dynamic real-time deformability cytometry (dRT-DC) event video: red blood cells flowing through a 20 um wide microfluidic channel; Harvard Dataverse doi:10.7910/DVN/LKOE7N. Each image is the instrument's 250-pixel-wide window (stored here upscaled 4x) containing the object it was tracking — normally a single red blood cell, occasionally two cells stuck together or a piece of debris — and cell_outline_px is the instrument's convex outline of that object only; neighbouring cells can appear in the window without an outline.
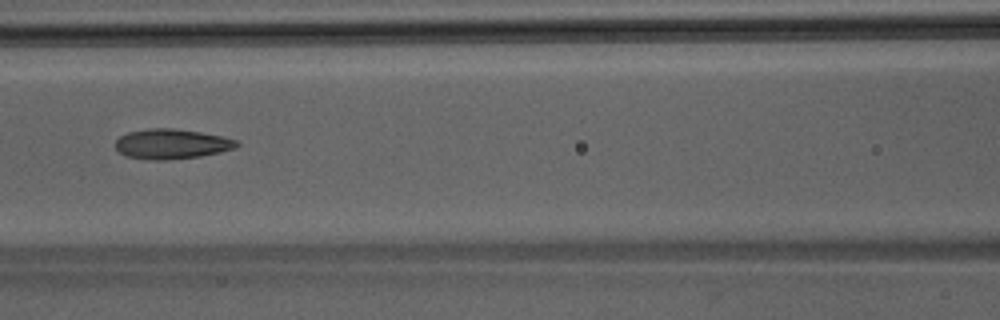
{"species": "Egyptian fruit bat (a non-hibernating species)", "species_latin": "Rousettus aegyptiacus", "temperature_condition": "room temperature", "stored_images_in_passage": 4, "camera_frame_rate_fps": 3000, "um_per_image_px": 0.085, "animal": {"sex": "male"}, "frame": {"image": 1, "passage_image": 4, "time_ms": 1.0, "image_size_px": [1000, 320], "cell_outline_px": [[240, 144], [236, 148], [220, 152], [200, 156], [168, 160], [156, 160], [124, 156], [116, 148], [116, 140], [120, 136], [128, 132], [148, 128], [172, 128], [200, 132], [224, 136], [236, 140]], "centroid_in_image_um": [14.6, 12.23], "position_along_channel_um": 152.0, "area_um2": 21.21}}